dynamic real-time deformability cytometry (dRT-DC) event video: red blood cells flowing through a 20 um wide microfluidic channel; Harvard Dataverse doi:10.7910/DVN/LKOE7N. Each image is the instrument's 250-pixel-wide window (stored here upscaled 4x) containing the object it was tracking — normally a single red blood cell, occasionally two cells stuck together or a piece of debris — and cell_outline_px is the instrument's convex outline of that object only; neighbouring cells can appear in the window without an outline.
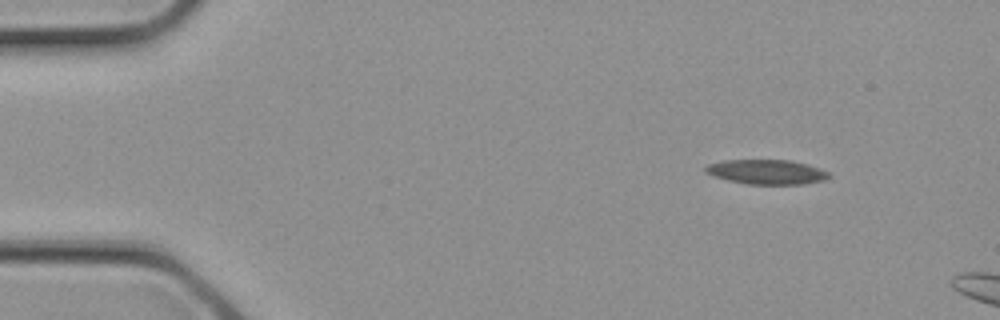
{"species": "common noctule bat (a hibernating species)", "species_latin": "Nyctalus noctula", "temperature_condition": "cold", "stored_images_in_passage": 3, "camera_frame_rate_fps": 3000, "um_per_image_px": 0.085, "animal": {"sex": "female", "body_mass_g": 21.9}, "frame": {"image": 1, "passage_image": 3, "time_ms": 0.667, "image_size_px": [1000, 320], "cell_outline_px": [[832, 176], [824, 180], [804, 184], [748, 184], [728, 180], [704, 172], [704, 168], [708, 164], [724, 160], [788, 160], [808, 164], [820, 168], [828, 172]], "centroid_in_image_um": [65.19, 14.61], "position_along_channel_um": 19.8, "area_um2": 17.69}}